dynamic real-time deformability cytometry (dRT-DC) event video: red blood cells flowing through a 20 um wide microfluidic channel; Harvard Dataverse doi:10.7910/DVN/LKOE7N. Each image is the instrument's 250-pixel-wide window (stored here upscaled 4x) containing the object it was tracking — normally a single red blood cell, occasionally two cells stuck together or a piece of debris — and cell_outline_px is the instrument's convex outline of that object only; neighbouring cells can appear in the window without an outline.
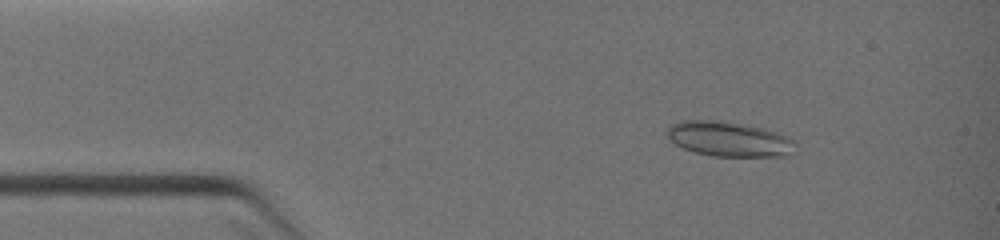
{"species": "common noctule bat (a hibernating species)", "species_latin": "Nyctalus noctula", "temperature_condition": "warm", "stored_images_in_passage": 2, "camera_frame_rate_fps": 3000, "um_per_image_px": 0.085, "animal": {"sex": "female", "body_mass_g": 19.0, "forearm_length_mm": 51.5}, "frame": {"image": 1, "passage_image": 1, "time_ms": 0.0, "image_size_px": [1000, 240], "cell_outline_px": [[796, 144], [788, 156], [712, 156], [696, 152], [684, 148], [668, 140], [668, 128], [672, 124], [684, 120], [712, 120], [740, 124], [760, 128], [788, 136], [796, 140]], "centroid_in_image_um": [61.97, 11.83], "position_along_channel_um": 23.0, "area_um2": 25.72}}